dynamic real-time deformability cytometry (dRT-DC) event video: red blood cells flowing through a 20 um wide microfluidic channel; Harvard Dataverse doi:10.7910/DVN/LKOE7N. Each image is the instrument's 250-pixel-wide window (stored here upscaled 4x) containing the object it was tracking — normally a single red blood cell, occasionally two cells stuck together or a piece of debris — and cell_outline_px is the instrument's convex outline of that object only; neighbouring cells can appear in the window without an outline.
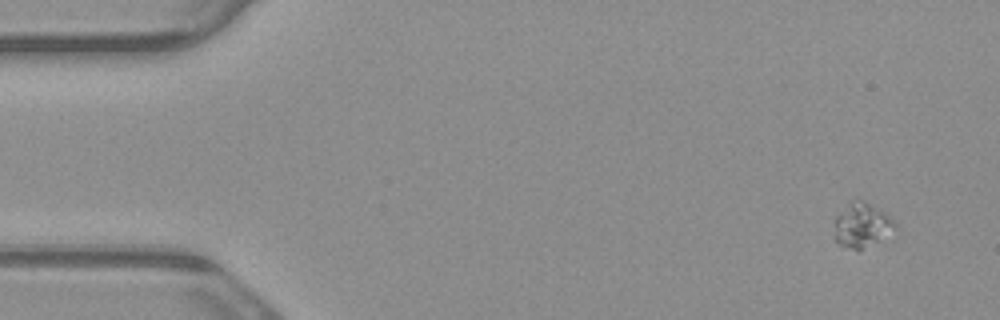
{"species": "common noctule bat (a hibernating species)", "species_latin": "Nyctalus noctula", "temperature_condition": "warm", "stored_images_in_passage": 4, "camera_frame_rate_fps": 3000, "um_per_image_px": 0.085, "animal": {"sex": "male", "body_mass_g": 23.1, "forearm_length_mm": 52.7}, "frame": {"image": 1, "passage_image": 1, "time_ms": 0.0, "image_size_px": [1000, 320], "cell_outline_px": [[896, 240], [856, 252], [840, 244], [836, 240], [836, 216], [848, 200], [864, 200], [884, 212], [896, 224]], "centroid_in_image_um": [73.4, 19.23], "position_along_channel_um": 11.6, "area_um2": 16.94}}
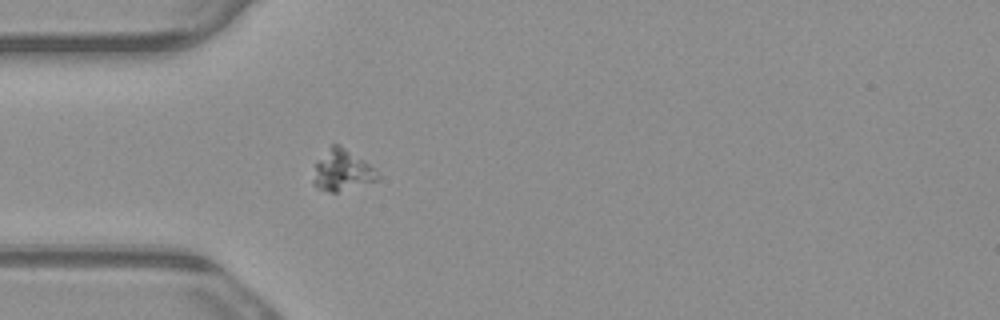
{"frame": {"image": 2, "passage_image": 4, "time_ms": 1.0, "image_size_px": [1000, 320], "cell_outline_px": [[380, 176], [376, 180], [336, 192], [332, 192], [320, 188], [312, 184], [312, 180], [316, 164], [332, 144], [340, 144], [368, 164]], "centroid_in_image_um": [29.05, 14.48], "position_along_channel_um": 56.0, "area_um2": 14.68}}